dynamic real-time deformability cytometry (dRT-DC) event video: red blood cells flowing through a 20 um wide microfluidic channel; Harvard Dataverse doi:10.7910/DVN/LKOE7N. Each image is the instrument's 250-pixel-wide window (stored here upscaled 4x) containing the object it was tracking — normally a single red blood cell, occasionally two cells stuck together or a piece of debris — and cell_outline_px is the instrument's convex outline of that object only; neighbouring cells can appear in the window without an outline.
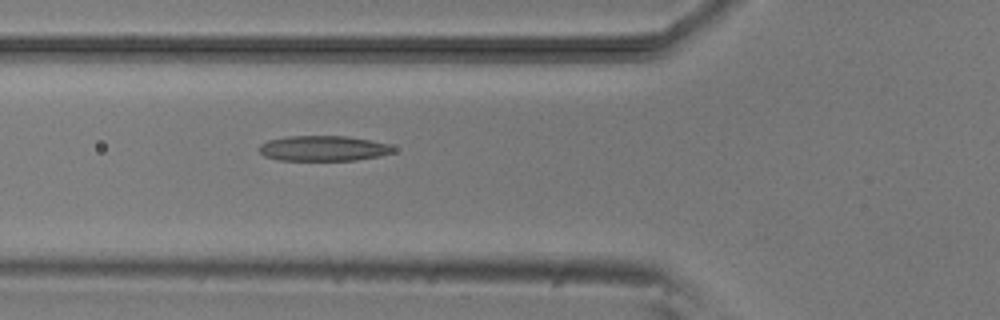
{"species": "common noctule bat (a hibernating species)", "species_latin": "Nyctalus noctula", "temperature_condition": "room temperature", "stored_images_in_passage": 2, "camera_frame_rate_fps": 3000, "um_per_image_px": 0.085, "animal": {"sex": "male", "body_mass_g": 20.5, "forearm_length_mm": 52.5}, "frame": {"image": 1, "passage_image": 2, "time_ms": 1.0, "image_size_px": [1000, 320], "cell_outline_px": [[396, 152], [380, 156], [356, 160], [280, 160], [264, 156], [256, 148], [260, 144], [268, 140], [288, 136], [348, 136], [388, 144], [396, 148]], "centroid_in_image_um": [27.48, 12.61], "position_along_channel_um": 98.3, "area_um2": 19.88}}